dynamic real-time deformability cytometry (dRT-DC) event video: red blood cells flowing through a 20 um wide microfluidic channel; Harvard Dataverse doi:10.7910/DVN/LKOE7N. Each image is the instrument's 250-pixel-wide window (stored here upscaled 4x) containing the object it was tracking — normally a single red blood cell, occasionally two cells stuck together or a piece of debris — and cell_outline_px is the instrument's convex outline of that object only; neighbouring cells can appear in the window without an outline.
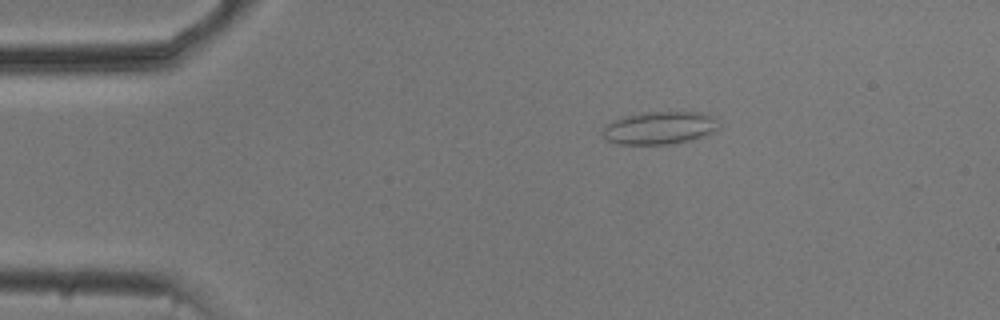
{"species": "common noctule bat (a hibernating species)", "species_latin": "Nyctalus noctula", "temperature_condition": "cold", "stored_images_in_passage": 46, "camera_frame_rate_fps": 3000, "um_per_image_px": 0.085, "animal": {"sex": "male", "body_mass_g": 20.5, "forearm_length_mm": 52.5}, "frame": {"image": 1, "passage_image": 2, "time_ms": 0.333, "image_size_px": [1000, 320], "cell_outline_px": [[720, 128], [716, 132], [692, 140], [672, 144], [616, 144], [608, 140], [604, 136], [604, 124], [624, 116], [644, 112], [708, 112], [716, 116], [720, 124]], "centroid_in_image_um": [56.17, 10.86], "position_along_channel_um": 28.8, "area_um2": 22.66}}
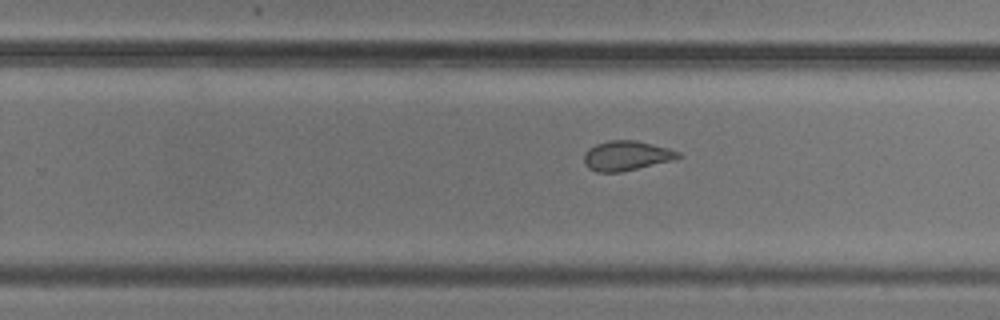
{"frame": {"image": 2, "passage_image": 26, "time_ms": 8.333, "image_size_px": [1000, 320], "cell_outline_px": [[684, 156], [676, 160], [620, 172], [596, 172], [588, 168], [584, 164], [584, 152], [588, 148], [596, 144], [608, 140], [636, 140], [668, 148], [680, 152]], "centroid_in_image_um": [53.26, 13.24], "position_along_channel_um": 276.5, "area_um2": 16.59}}
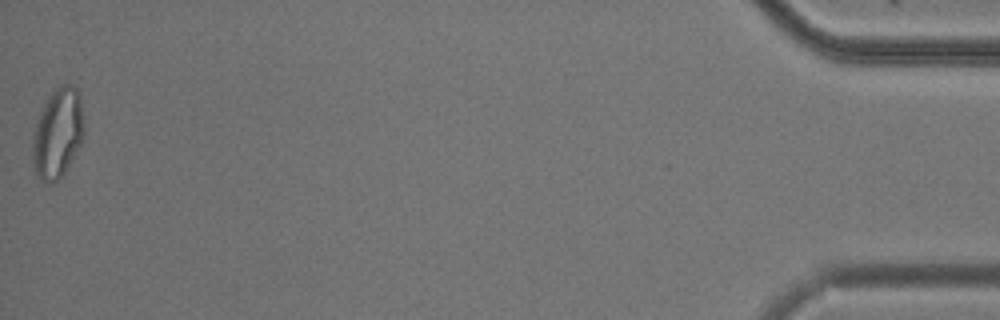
{"frame": {"image": 3, "passage_image": 46, "time_ms": 15.0, "image_size_px": [1000, 320], "cell_outline_px": [[84, 136], [80, 144], [64, 172], [52, 184], [40, 180], [36, 176], [32, 160], [32, 136], [40, 112], [48, 96], [60, 84], [72, 84], [76, 88], [80, 96], [84, 124]], "centroid_in_image_um": [4.89, 11.31], "position_along_channel_um": 430.3, "area_um2": 26.93}, "authors_computed_cell_mechanics": {"area_um2": 17.34, "velocity_mm_per_s": 3.7532, "shape_relaxation_time_tau1_ms": 10.2163, "shape_relaxation_time_tau2_ms": 1.8899, "deformation_change_tau1": 0.2102, "deformation_change_tau2": 0.0855}}